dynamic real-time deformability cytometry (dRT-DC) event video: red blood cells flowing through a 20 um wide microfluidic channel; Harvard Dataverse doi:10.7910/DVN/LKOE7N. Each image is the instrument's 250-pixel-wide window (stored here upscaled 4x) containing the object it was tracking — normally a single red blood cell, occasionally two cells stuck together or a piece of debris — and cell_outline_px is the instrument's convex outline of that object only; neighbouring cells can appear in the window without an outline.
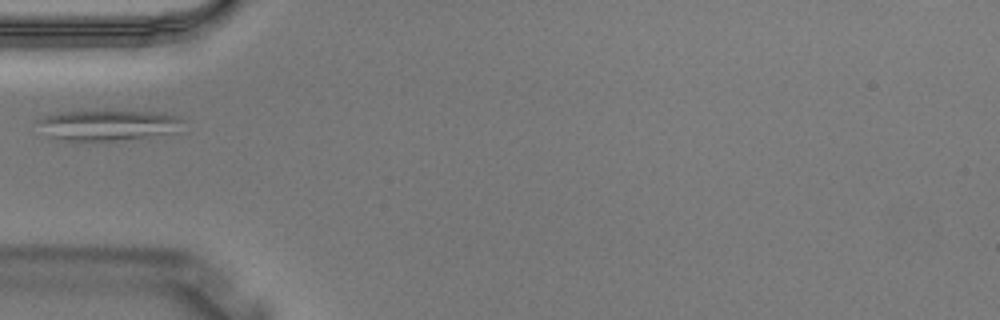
{"species": "Egyptian fruit bat (a non-hibernating species)", "species_latin": "Rousettus aegyptiacus", "temperature_condition": "warm", "stored_images_in_passage": 1, "camera_frame_rate_fps": 3000, "um_per_image_px": 0.085, "animal": {"sex": "male"}, "frame": {"image": 1, "passage_image": 1, "time_ms": 0.0, "image_size_px": [1000, 320], "cell_outline_px": [[184, 120], [176, 132], [112, 140], [48, 140], [36, 120], [44, 116], [60, 112], [160, 112], [180, 116]], "centroid_in_image_um": [9.11, 10.64], "position_along_channel_um": 75.9, "area_um2": 25.37}}